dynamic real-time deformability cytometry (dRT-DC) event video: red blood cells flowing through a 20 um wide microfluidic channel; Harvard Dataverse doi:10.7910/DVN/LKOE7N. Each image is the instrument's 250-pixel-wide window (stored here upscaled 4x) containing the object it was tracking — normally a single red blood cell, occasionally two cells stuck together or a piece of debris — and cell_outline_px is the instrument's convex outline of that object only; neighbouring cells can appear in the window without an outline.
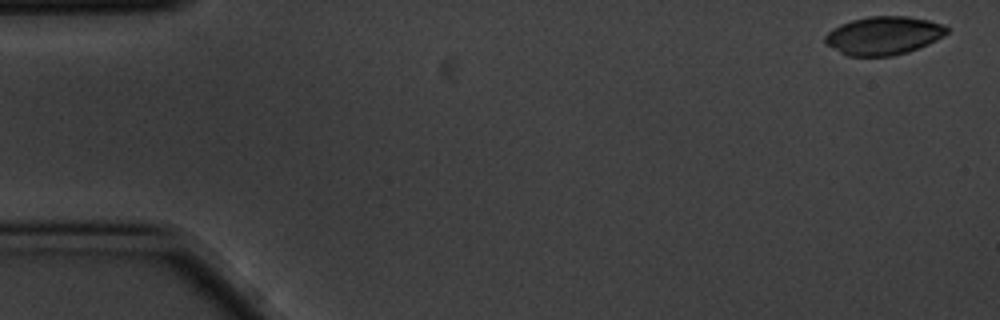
{"species": "common noctule bat (a hibernating species)", "species_latin": "Nyctalus noctula", "temperature_condition": "cold", "stored_images_in_passage": 3, "camera_frame_rate_fps": 3000, "um_per_image_px": 0.085, "animal": {"sex": "male", "body_mass_g": 20.1, "forearm_length_mm": 53.5}, "frame": {"image": 1, "passage_image": 1, "time_ms": 0.0, "image_size_px": [1000, 320], "cell_outline_px": [[948, 32], [944, 36], [928, 44], [908, 52], [892, 56], [848, 56], [824, 44], [824, 36], [832, 28], [840, 24], [852, 20], [868, 16], [908, 16], [928, 20], [944, 24], [948, 28]], "centroid_in_image_um": [75.09, 3.02], "position_along_channel_um": 9.9, "area_um2": 27.4}}